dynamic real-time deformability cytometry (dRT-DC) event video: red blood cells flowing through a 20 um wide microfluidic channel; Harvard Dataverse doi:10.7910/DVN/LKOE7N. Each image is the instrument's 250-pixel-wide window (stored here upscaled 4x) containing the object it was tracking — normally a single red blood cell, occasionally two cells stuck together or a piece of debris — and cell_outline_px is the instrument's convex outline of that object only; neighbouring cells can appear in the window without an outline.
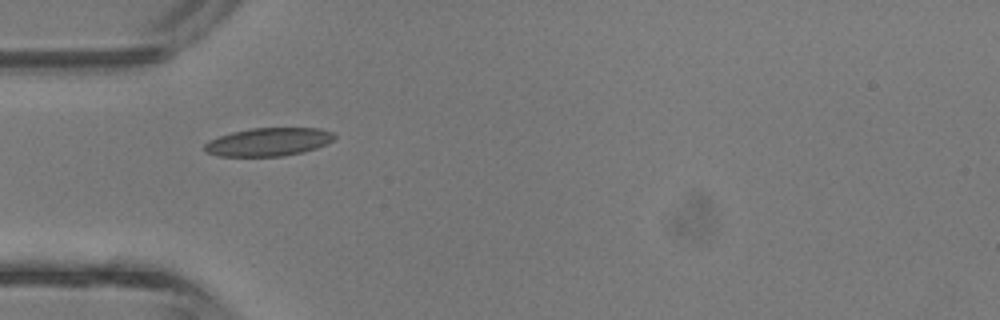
{"species": "common noctule bat (a hibernating species)", "species_latin": "Nyctalus noctula", "temperature_condition": "room temperature", "stored_images_in_passage": 30, "camera_frame_rate_fps": 3000, "um_per_image_px": 0.085, "animal": {"sex": "male", "body_mass_g": 13.3}, "frame": {"image": 1, "passage_image": 1, "time_ms": 0.0, "image_size_px": [1000, 320], "cell_outline_px": [[336, 136], [332, 140], [316, 148], [284, 156], [220, 156], [208, 152], [204, 148], [204, 144], [208, 140], [232, 132], [252, 128], [320, 128], [332, 132]], "centroid_in_image_um": [22.81, 12.05], "position_along_channel_um": 62.2, "area_um2": 21.1}}
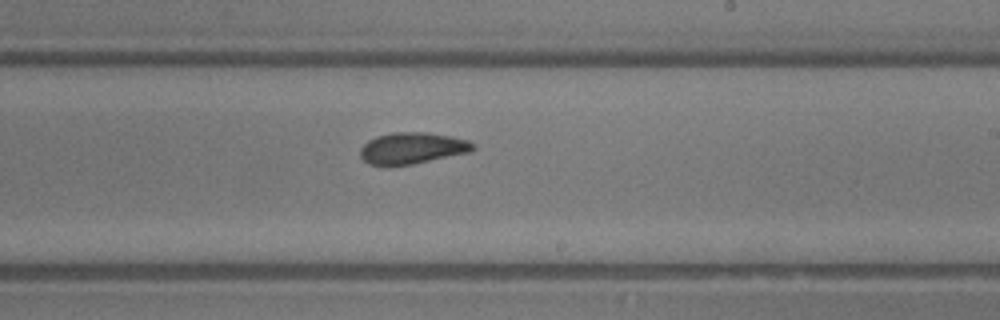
{"frame": {"image": 2, "passage_image": 13, "time_ms": 4.0, "image_size_px": [1000, 320], "cell_outline_px": [[476, 148], [472, 152], [412, 164], [388, 168], [384, 168], [368, 164], [360, 156], [360, 148], [368, 140], [376, 136], [392, 132], [428, 132], [452, 136], [468, 140], [476, 144]], "centroid_in_image_um": [35.03, 12.62], "position_along_channel_um": 254.0, "area_um2": 21.39}}
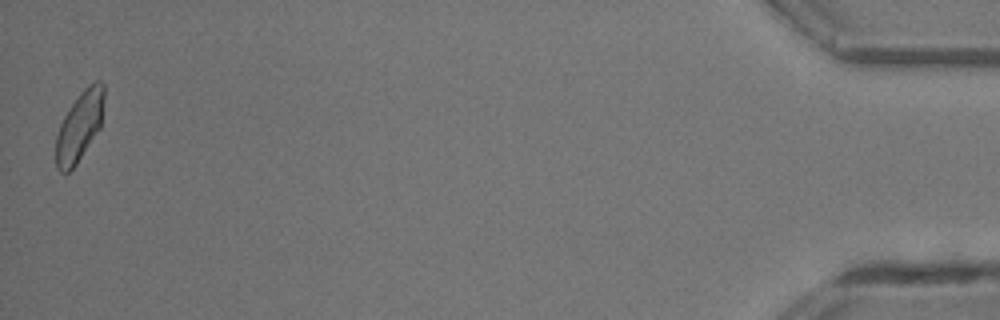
{"frame": {"image": 3, "passage_image": 30, "time_ms": 9.667, "image_size_px": [1000, 320], "cell_outline_px": [[104, 100], [100, 128], [76, 164], [68, 172], [60, 172], [56, 168], [56, 136], [60, 124], [64, 116], [80, 92], [88, 84], [96, 80], [100, 80], [104, 84]], "centroid_in_image_um": [6.76, 10.71], "position_along_channel_um": 428.4, "area_um2": 19.42}, "authors_computed_cell_mechanics": {"area_um2": 20.519, "velocity_mm_per_s": 4.8301, "shape_relaxation_time_tau1_ms": 5.2622, "shape_relaxation_time_tau2_ms": 1.3354, "deformation_change_tau1": 0.1277, "deformation_change_tau2": 0.0696}}